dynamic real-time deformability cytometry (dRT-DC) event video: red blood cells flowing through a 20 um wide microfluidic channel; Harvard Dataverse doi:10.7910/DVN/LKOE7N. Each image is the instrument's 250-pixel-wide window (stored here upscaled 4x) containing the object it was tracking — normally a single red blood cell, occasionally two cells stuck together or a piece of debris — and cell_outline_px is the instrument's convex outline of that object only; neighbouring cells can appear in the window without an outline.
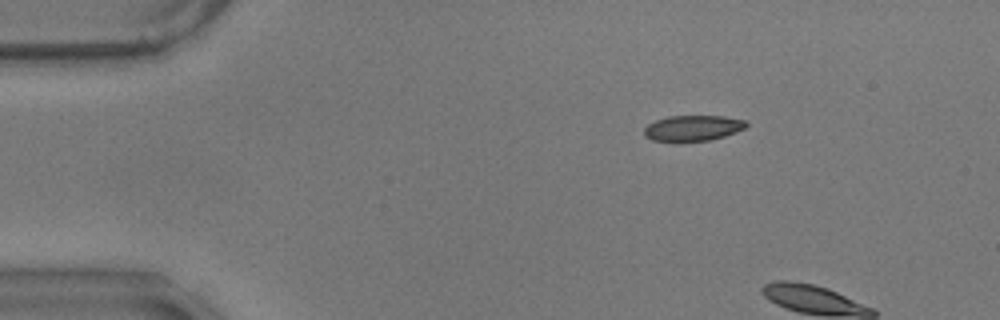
{"species": "common noctule bat (a hibernating species)", "species_latin": "Nyctalus noctula", "temperature_condition": "warm", "stored_images_in_passage": 4, "camera_frame_rate_fps": 3000, "um_per_image_px": 0.085, "animal": {"sex": "male", "body_mass_g": 17.9}, "frame": {"image": 1, "passage_image": 1, "time_ms": 0.0, "image_size_px": [1000, 320], "cell_outline_px": [[748, 124], [744, 128], [736, 132], [724, 136], [708, 140], [652, 140], [644, 136], [644, 128], [648, 124], [656, 120], [668, 116], [724, 116], [748, 120]], "centroid_in_image_um": [58.92, 10.86], "position_along_channel_um": 26.1, "area_um2": 15.03}}